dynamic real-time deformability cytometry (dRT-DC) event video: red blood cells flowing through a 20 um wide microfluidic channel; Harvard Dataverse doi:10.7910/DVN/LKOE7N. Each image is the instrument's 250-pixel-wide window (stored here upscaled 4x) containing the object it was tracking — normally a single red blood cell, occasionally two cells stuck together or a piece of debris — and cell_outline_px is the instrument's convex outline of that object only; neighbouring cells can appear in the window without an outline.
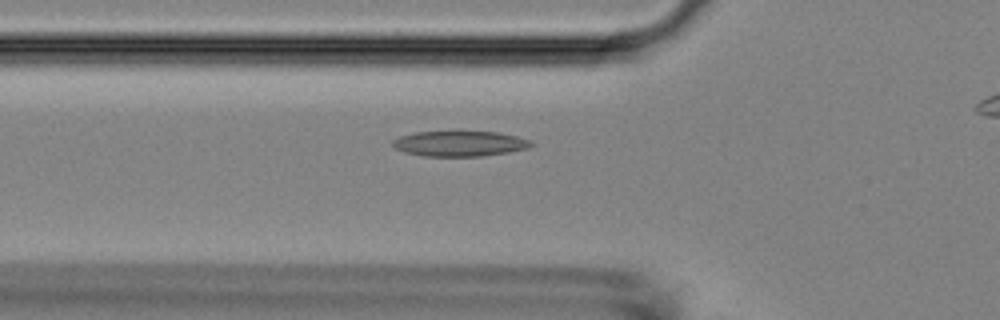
{"species": "Egyptian fruit bat (a non-hibernating species)", "species_latin": "Rousettus aegyptiacus", "temperature_condition": "room temperature", "stored_images_in_passage": 31, "camera_frame_rate_fps": 3000, "um_per_image_px": 0.085, "animal": {"sex": "female"}, "frame": {"image": 1, "passage_image": 2, "time_ms": 0.333, "image_size_px": [1000, 320], "cell_outline_px": [[536, 144], [528, 148], [508, 152], [484, 156], [424, 156], [404, 152], [396, 148], [392, 144], [392, 140], [400, 136], [416, 132], [496, 132], [516, 136], [532, 140]], "centroid_in_image_um": [39.11, 12.21], "position_along_channel_um": 86.7, "area_um2": 20.4}}
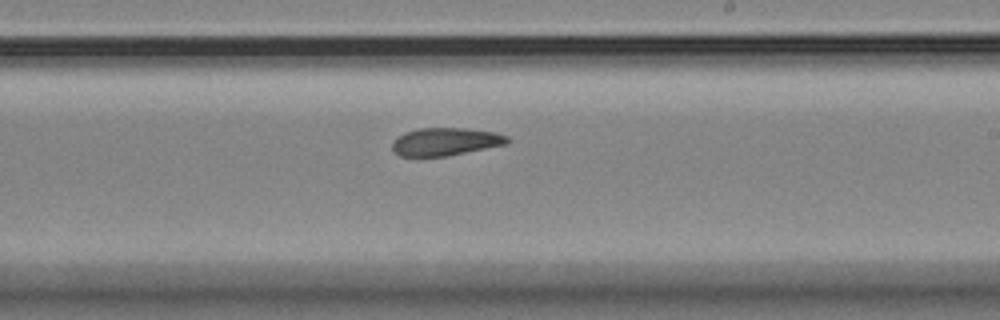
{"frame": {"image": 2, "passage_image": 15, "time_ms": 4.667, "image_size_px": [1000, 320], "cell_outline_px": [[508, 144], [448, 156], [400, 156], [392, 148], [392, 140], [396, 136], [404, 132], [420, 128], [468, 128], [496, 132], [508, 136]], "centroid_in_image_um": [37.87, 12.03], "position_along_channel_um": 251.1, "area_um2": 18.84}}
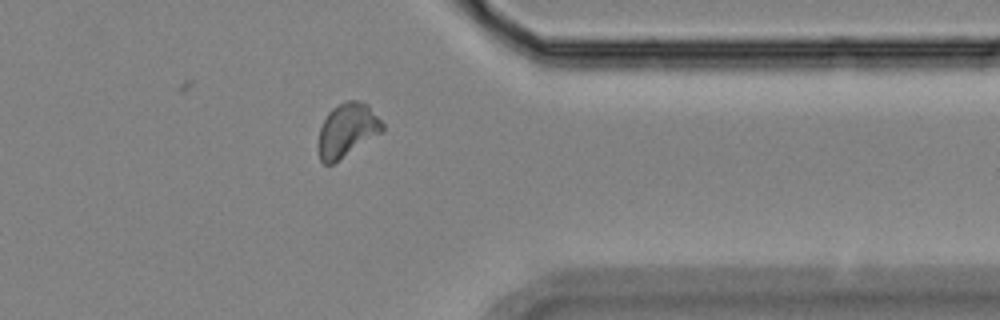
{"frame": {"image": 3, "passage_image": 26, "time_ms": 8.333, "image_size_px": [1000, 320], "cell_outline_px": [[384, 132], [332, 164], [324, 164], [320, 160], [316, 148], [316, 144], [320, 128], [328, 112], [332, 108], [348, 100], [360, 100], [368, 104], [384, 124]], "centroid_in_image_um": [29.5, 11.07], "position_along_channel_um": 381.9, "area_um2": 20.4}}